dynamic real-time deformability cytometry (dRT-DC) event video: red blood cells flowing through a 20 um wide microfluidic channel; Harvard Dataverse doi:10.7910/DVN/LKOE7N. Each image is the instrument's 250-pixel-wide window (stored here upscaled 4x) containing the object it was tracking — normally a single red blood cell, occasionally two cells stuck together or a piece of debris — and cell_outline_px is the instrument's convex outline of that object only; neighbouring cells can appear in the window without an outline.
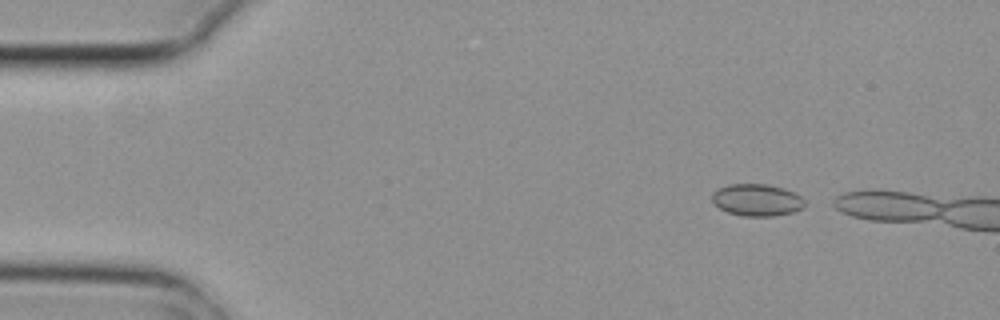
{"species": "common noctule bat (a hibernating species)", "species_latin": "Nyctalus noctula", "temperature_condition": "cold", "stored_images_in_passage": 2, "camera_frame_rate_fps": 3000, "um_per_image_px": 0.085, "animal": {"sex": "female", "body_mass_g": 29.2, "forearm_length_mm": 56.3}, "frame": {"image": 1, "passage_image": 1, "time_ms": 0.0, "image_size_px": [1000, 320], "cell_outline_px": [[804, 208], [792, 212], [772, 216], [744, 216], [728, 212], [720, 208], [712, 200], [712, 192], [728, 184], [768, 184], [784, 188], [800, 196], [804, 200]], "centroid_in_image_um": [64.34, 16.99], "position_along_channel_um": 20.7, "area_um2": 17.17}}